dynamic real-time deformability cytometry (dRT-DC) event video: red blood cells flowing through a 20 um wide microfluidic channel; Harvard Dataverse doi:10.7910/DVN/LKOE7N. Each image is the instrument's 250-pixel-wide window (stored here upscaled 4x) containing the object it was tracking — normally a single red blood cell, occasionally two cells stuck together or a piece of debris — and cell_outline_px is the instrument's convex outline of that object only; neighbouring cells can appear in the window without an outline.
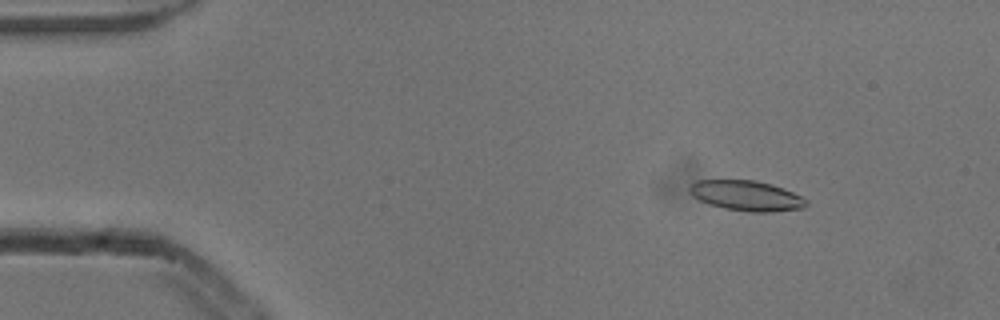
{"species": "common noctule bat (a hibernating species)", "species_latin": "Nyctalus noctula", "temperature_condition": "cold", "stored_images_in_passage": 4, "camera_frame_rate_fps": 3000, "um_per_image_px": 0.085, "animal": {"sex": "male", "body_mass_g": 13.3}, "frame": {"image": 1, "passage_image": 2, "time_ms": 0.333, "image_size_px": [1000, 320], "cell_outline_px": [[808, 204], [804, 208], [772, 212], [752, 212], [724, 208], [708, 204], [692, 196], [688, 192], [688, 188], [696, 180], [756, 180], [772, 184], [792, 192], [808, 200]], "centroid_in_image_um": [63.44, 16.63], "position_along_channel_um": 21.6, "area_um2": 20.63}}